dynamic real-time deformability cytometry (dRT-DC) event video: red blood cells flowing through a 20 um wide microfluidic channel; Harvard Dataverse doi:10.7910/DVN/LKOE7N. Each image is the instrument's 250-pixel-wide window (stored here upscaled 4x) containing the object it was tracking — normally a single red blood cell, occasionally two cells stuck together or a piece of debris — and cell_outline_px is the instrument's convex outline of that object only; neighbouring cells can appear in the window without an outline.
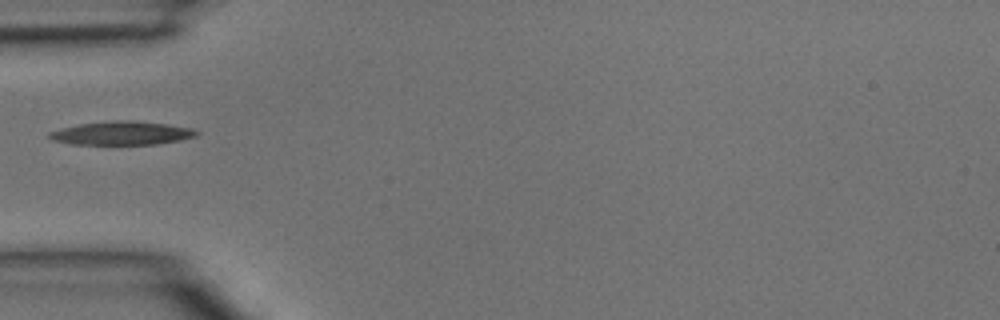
{"species": "common noctule bat (a hibernating species)", "species_latin": "Nyctalus noctula", "temperature_condition": "room temperature", "stored_images_in_passage": 1, "camera_frame_rate_fps": 3000, "um_per_image_px": 0.085, "animal": {"sex": "male", "body_mass_g": 15.6}, "frame": {"image": 1, "passage_image": 1, "time_ms": 0.0, "image_size_px": [1000, 320], "cell_outline_px": [[200, 132], [196, 136], [180, 140], [156, 144], [72, 144], [52, 140], [48, 136], [48, 132], [60, 128], [80, 124], [116, 120], [132, 120], [168, 124], [192, 128]], "centroid_in_image_um": [10.35, 11.31], "position_along_channel_um": 74.6, "area_um2": 20.17}}